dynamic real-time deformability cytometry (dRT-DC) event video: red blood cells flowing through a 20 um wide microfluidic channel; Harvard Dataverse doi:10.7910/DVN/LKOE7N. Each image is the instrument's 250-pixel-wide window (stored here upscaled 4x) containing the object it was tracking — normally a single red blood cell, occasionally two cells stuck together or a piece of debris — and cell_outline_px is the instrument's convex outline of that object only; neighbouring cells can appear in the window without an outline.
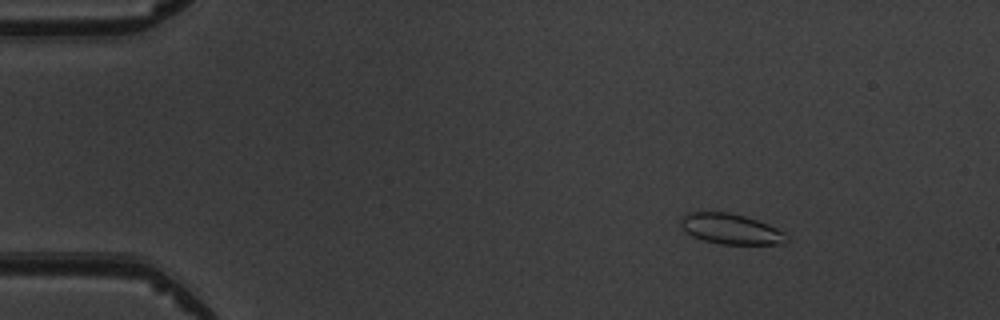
{"species": "common noctule bat (a hibernating species)", "species_latin": "Nyctalus noctula", "temperature_condition": "warm", "stored_images_in_passage": 7, "camera_frame_rate_fps": 3000, "um_per_image_px": 0.085, "animal": {"sex": "male", "body_mass_g": 19.5, "forearm_length_mm": 54.6}, "frame": {"image": 1, "passage_image": 3, "time_ms": 2.333, "image_size_px": [1000, 320], "cell_outline_px": [[792, 240], [784, 244], [720, 244], [704, 240], [692, 236], [680, 224], [680, 220], [688, 212], [728, 212], [744, 216], [768, 224], [784, 232]], "centroid_in_image_um": [62.18, 19.47], "position_along_channel_um": 22.8, "area_um2": 18.73}}
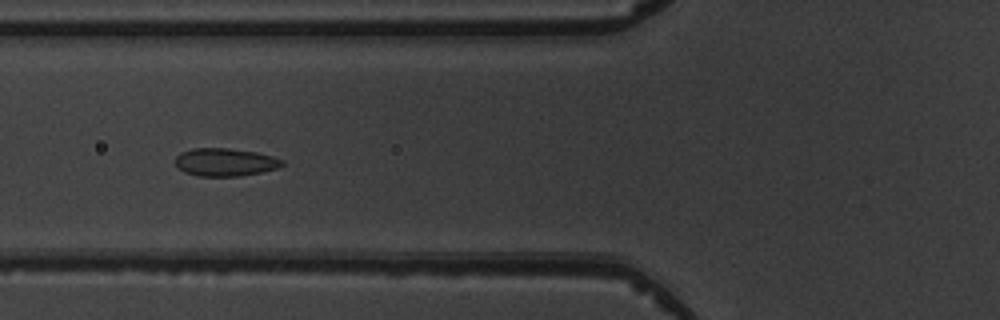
{"frame": {"image": 2, "passage_image": 7, "time_ms": 6.667, "image_size_px": [1000, 320], "cell_outline_px": [[284, 164], [276, 168], [260, 172], [240, 176], [196, 176], [184, 172], [176, 164], [176, 156], [180, 152], [192, 148], [228, 148], [256, 152], [272, 156], [284, 160]], "centroid_in_image_um": [19.12, 13.78], "position_along_channel_um": 106.7, "area_um2": 17.34}}